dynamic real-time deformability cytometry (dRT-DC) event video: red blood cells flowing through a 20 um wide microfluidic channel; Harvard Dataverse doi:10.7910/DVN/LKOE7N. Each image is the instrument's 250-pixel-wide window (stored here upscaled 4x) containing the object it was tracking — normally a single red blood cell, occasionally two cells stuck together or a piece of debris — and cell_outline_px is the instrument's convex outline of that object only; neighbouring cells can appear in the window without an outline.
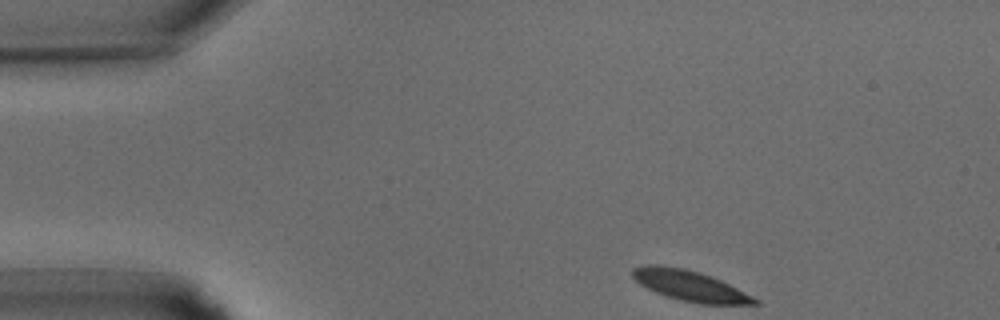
{"species": "common noctule bat (a hibernating species)", "species_latin": "Nyctalus noctula", "temperature_condition": "warm", "stored_images_in_passage": 29, "camera_frame_rate_fps": 3000, "um_per_image_px": 0.085, "animal": {"sex": "male", "body_mass_g": 15.6}, "frame": {"image": 1, "passage_image": 1, "time_ms": 0.0, "image_size_px": [1000, 320], "cell_outline_px": [[760, 304], [700, 304], [680, 300], [656, 292], [640, 284], [632, 276], [632, 268], [648, 264], [656, 264], [684, 268], [720, 280], [760, 300]], "centroid_in_image_um": [58.62, 24.29], "position_along_channel_um": 26.4, "area_um2": 21.33}}
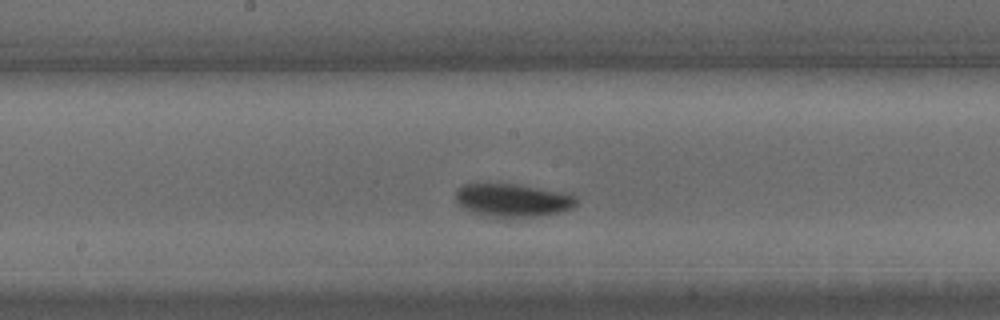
{"frame": {"image": 2, "passage_image": 13, "time_ms": 4.0, "image_size_px": [1000, 320], "cell_outline_px": [[580, 200], [572, 208], [560, 212], [540, 216], [484, 216], [472, 212], [464, 208], [456, 200], [456, 188], [460, 184], [488, 180], [572, 192]], "centroid_in_image_um": [43.58, 16.94], "position_along_channel_um": 204.6, "area_um2": 24.39}}
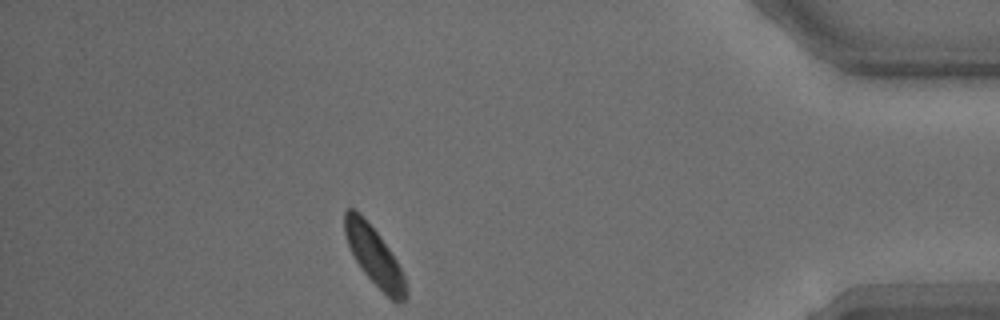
{"frame": {"image": 3, "passage_image": 25, "time_ms": 8.0, "image_size_px": [1000, 320], "cell_outline_px": [[408, 296], [400, 304], [396, 304], [360, 268], [348, 244], [344, 232], [344, 212], [348, 208], [356, 208], [360, 212], [376, 232], [388, 248], [396, 260], [404, 276], [408, 292]], "centroid_in_image_um": [31.81, 21.77], "position_along_channel_um": 403.4, "area_um2": 20.58}}